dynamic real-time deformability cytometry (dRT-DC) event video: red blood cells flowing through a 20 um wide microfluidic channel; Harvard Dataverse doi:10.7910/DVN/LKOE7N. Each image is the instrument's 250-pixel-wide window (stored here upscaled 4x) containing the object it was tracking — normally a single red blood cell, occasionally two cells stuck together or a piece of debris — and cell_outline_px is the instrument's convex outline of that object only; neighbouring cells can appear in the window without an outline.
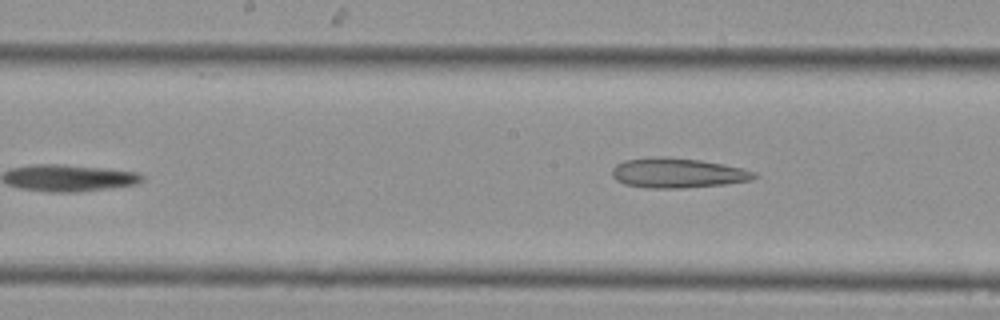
{"species": "Egyptian fruit bat (a non-hibernating species)", "species_latin": "Rousettus aegyptiacus", "temperature_condition": "cold", "stored_images_in_passage": 9, "segment_of_instrument_passage": [2, 2], "camera_frame_rate_fps": 3000, "um_per_image_px": 0.085, "animal": {"sex": "female"}, "frame": {"image": 1, "passage_image": 9, "time_ms": 2.667, "image_size_px": [1000, 320], "cell_outline_px": [[760, 176], [752, 180], [724, 184], [680, 188], [648, 188], [624, 184], [616, 180], [612, 176], [612, 168], [616, 164], [624, 160], [652, 156], [668, 156], [700, 160], [724, 164], [744, 168], [756, 172]], "centroid_in_image_um": [57.6, 14.69], "position_along_channel_um": 190.6, "area_um2": 25.09}}